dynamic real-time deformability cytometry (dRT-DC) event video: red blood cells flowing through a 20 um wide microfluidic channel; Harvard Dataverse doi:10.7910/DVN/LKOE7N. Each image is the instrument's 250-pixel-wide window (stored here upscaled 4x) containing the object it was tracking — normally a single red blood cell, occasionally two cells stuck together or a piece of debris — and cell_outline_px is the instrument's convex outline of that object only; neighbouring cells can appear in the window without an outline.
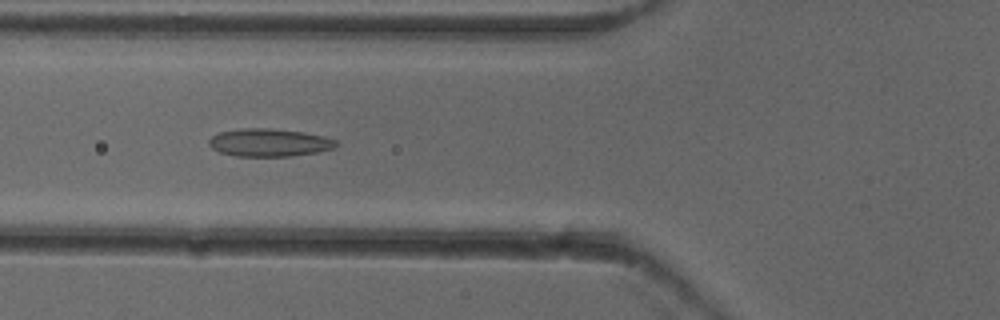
{"species": "common noctule bat (a hibernating species)", "species_latin": "Nyctalus noctula", "temperature_condition": "cold", "stored_images_in_passage": 52, "camera_frame_rate_fps": 3000, "um_per_image_px": 0.085, "animal": {"sex": "female"}, "frame": {"image": 1, "passage_image": 20, "time_ms": 6.333, "image_size_px": [1000, 320], "cell_outline_px": [[340, 144], [332, 148], [316, 152], [288, 156], [236, 156], [220, 152], [212, 148], [208, 144], [208, 140], [212, 136], [220, 132], [240, 128], [272, 128], [304, 132], [324, 136], [336, 140]], "centroid_in_image_um": [22.87, 12.11], "position_along_channel_um": 102.9, "area_um2": 20.63}}
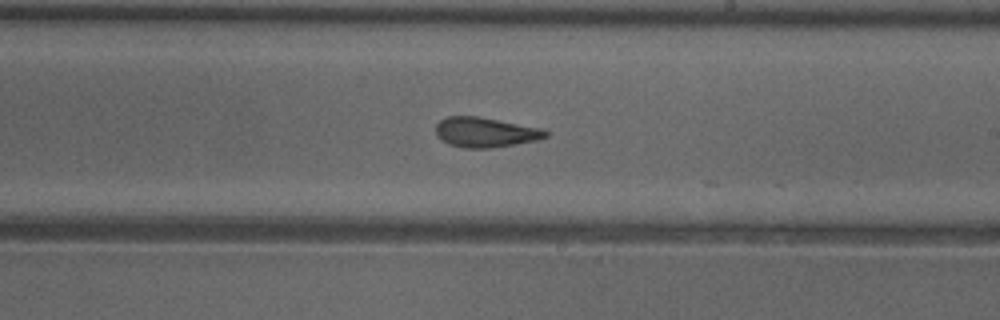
{"frame": {"image": 2, "passage_image": 31, "time_ms": 10.0, "image_size_px": [1000, 320], "cell_outline_px": [[548, 136], [536, 140], [492, 148], [464, 148], [448, 144], [440, 140], [436, 136], [436, 124], [440, 120], [448, 116], [480, 116], [540, 128], [548, 132]], "centroid_in_image_um": [41.2, 11.24], "position_along_channel_um": 247.8, "area_um2": 19.19}}
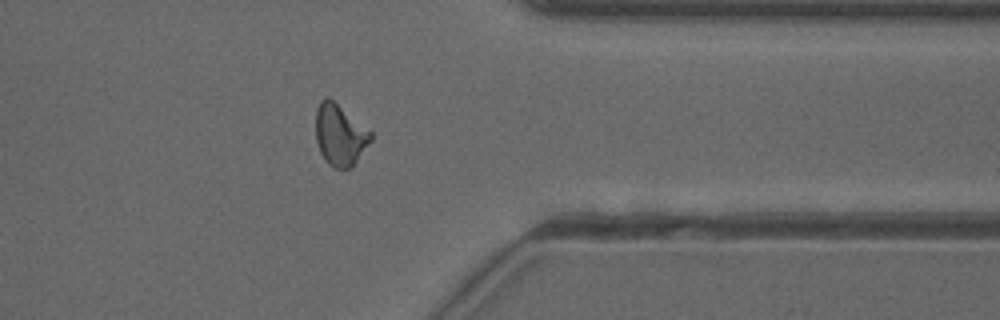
{"frame": {"image": 3, "passage_image": 42, "time_ms": 13.667, "image_size_px": [1000, 320], "cell_outline_px": [[372, 140], [352, 168], [332, 168], [324, 160], [320, 152], [316, 140], [316, 108], [320, 100], [324, 96], [328, 96], [372, 132]], "centroid_in_image_um": [28.88, 11.47], "position_along_channel_um": 382.5, "area_um2": 19.88}, "authors_computed_cell_mechanics": {"area_um2": 19.7098, "velocity_mm_per_s": 3.9418, "shape_relaxation_time_tau1_ms": null, "shape_relaxation_time_tau2_ms": 1.7309, "deformation_change_tau1": null, "deformation_change_tau2": 0.1001}}